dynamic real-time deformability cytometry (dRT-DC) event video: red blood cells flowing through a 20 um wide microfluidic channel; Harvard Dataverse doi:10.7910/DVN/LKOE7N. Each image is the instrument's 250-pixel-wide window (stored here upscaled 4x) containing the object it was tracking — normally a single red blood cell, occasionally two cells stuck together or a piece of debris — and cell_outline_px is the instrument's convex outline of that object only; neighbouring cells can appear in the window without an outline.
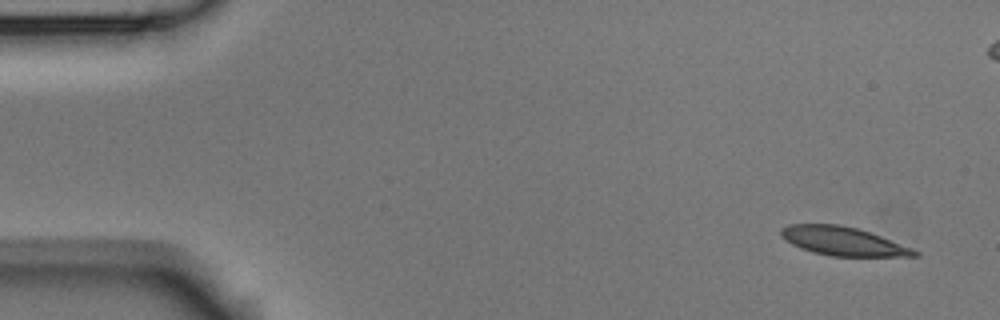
{"species": "Egyptian fruit bat (a non-hibernating species)", "species_latin": "Rousettus aegyptiacus", "temperature_condition": "room temperature", "stored_images_in_passage": 5, "camera_frame_rate_fps": 3000, "um_per_image_px": 0.085, "animal": {"sex": "male"}, "frame": {"image": 1, "passage_image": 1, "time_ms": 0.0, "image_size_px": [1000, 320], "cell_outline_px": [[920, 256], [828, 256], [812, 252], [800, 248], [792, 244], [780, 236], [780, 228], [788, 224], [836, 224], [856, 228], [880, 236], [912, 248], [920, 252]], "centroid_in_image_um": [71.61, 20.5], "position_along_channel_um": 13.4, "area_um2": 22.2}}